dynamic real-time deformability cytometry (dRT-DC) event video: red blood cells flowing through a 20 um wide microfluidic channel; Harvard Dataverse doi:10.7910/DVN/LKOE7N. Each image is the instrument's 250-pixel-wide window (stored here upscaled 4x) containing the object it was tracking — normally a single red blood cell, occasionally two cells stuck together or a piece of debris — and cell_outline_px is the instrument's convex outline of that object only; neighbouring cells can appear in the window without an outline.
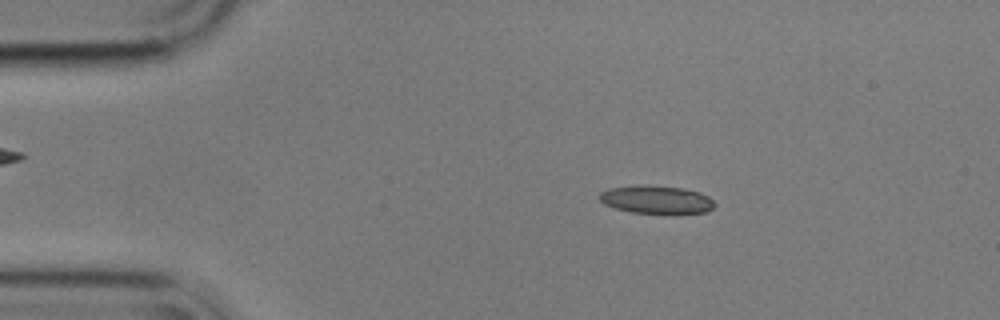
{"species": "common noctule bat (a hibernating species)", "species_latin": "Nyctalus noctula", "temperature_condition": "cold", "stored_images_in_passage": 55, "camera_frame_rate_fps": 3000, "um_per_image_px": 0.085, "animal": {"sex": "male", "body_mass_g": 17.9}, "frame": {"image": 1, "passage_image": 9, "time_ms": 2.667, "image_size_px": [1000, 320], "cell_outline_px": [[716, 204], [712, 208], [704, 212], [668, 216], [632, 212], [616, 208], [604, 204], [600, 200], [600, 192], [608, 188], [640, 184], [648, 184], [680, 188], [696, 192], [708, 196]], "centroid_in_image_um": [55.78, 16.99], "position_along_channel_um": 29.2, "area_um2": 19.42}}
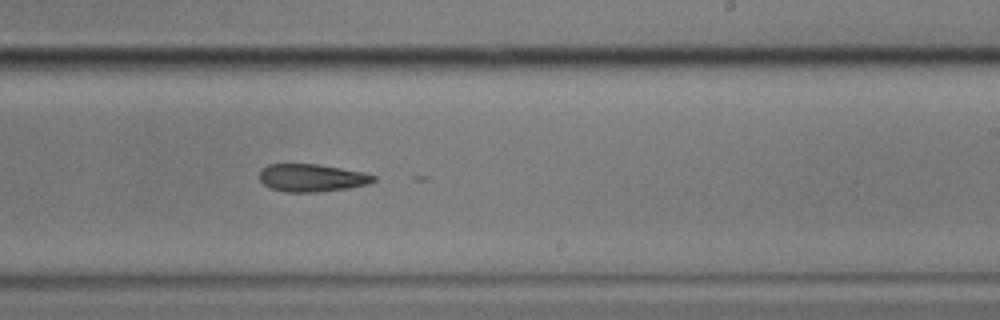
{"frame": {"image": 2, "passage_image": 33, "time_ms": 10.667, "image_size_px": [1000, 320], "cell_outline_px": [[376, 180], [368, 184], [348, 188], [316, 192], [288, 192], [272, 188], [264, 184], [260, 180], [260, 168], [268, 164], [320, 164], [364, 172], [376, 176]], "centroid_in_image_um": [26.52, 15.1], "position_along_channel_um": 262.5, "area_um2": 18.44}}
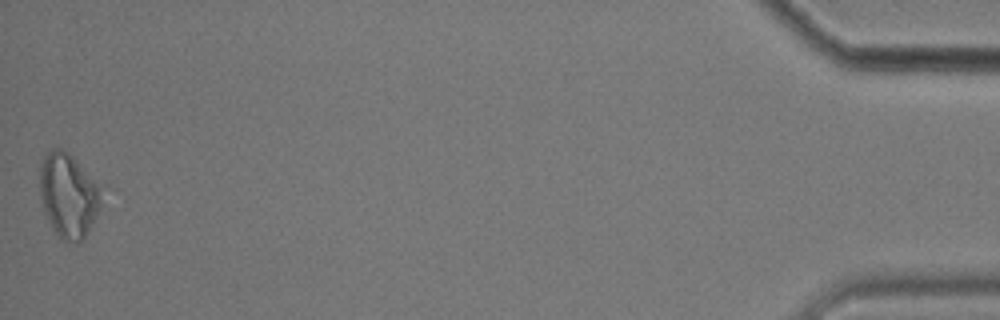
{"frame": {"image": 3, "passage_image": 55, "time_ms": 18.0, "image_size_px": [1000, 320], "cell_outline_px": [[100, 188], [96, 212], [88, 232], [76, 244], [64, 240], [56, 232], [48, 220], [44, 212], [40, 196], [40, 164], [44, 156], [52, 148], [60, 148], [68, 152], [76, 160]], "centroid_in_image_um": [5.74, 16.58], "position_along_channel_um": 429.5, "area_um2": 29.25}}